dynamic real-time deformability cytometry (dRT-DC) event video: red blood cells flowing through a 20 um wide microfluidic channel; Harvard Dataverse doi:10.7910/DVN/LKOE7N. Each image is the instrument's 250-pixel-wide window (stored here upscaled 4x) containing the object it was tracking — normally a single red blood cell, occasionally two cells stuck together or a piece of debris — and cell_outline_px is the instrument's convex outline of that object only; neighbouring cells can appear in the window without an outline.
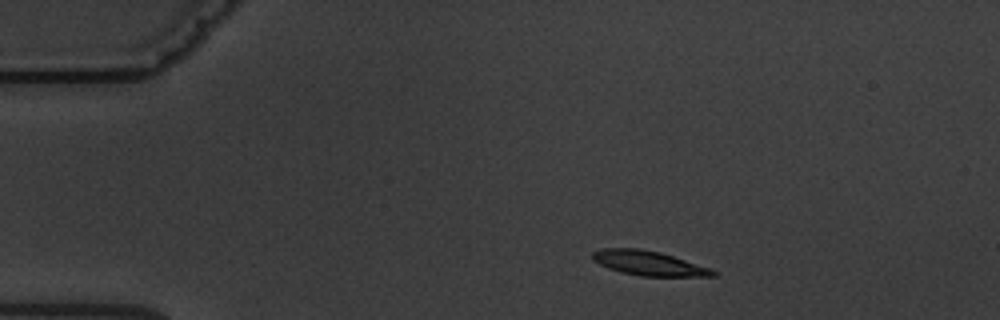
{"species": "common noctule bat (a hibernating species)", "species_latin": "Nyctalus noctula", "temperature_condition": "warm", "stored_images_in_passage": 3, "camera_frame_rate_fps": 3000, "um_per_image_px": 0.085, "animal": {"sex": "male", "body_mass_g": 19.5, "forearm_length_mm": 54.6}, "frame": {"image": 1, "passage_image": 1, "time_ms": 0.0, "image_size_px": [1000, 320], "cell_outline_px": [[716, 276], [640, 276], [620, 272], [608, 268], [592, 260], [592, 252], [604, 248], [640, 248], [660, 252], [712, 268], [716, 272]], "centroid_in_image_um": [55.13, 22.37], "position_along_channel_um": 29.9, "area_um2": 17.28}}